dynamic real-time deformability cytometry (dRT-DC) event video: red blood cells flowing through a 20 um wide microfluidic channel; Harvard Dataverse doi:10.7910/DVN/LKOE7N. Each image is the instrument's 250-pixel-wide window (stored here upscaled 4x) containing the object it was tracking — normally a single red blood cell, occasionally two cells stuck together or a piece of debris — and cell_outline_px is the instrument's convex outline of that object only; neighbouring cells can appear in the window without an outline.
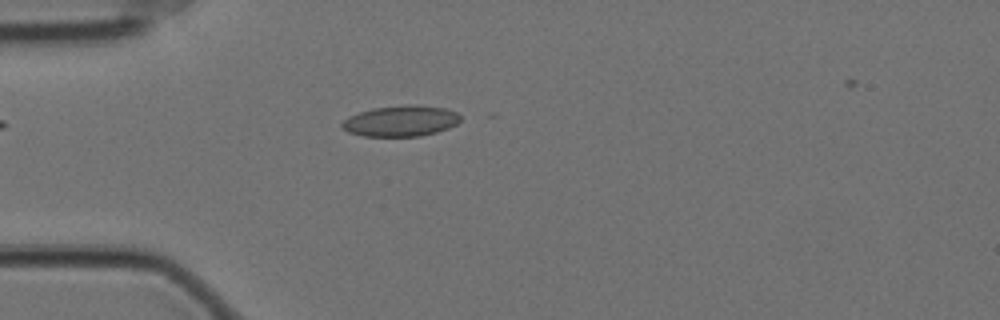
{"species": "Egyptian fruit bat (a non-hibernating species)", "species_latin": "Rousettus aegyptiacus", "temperature_condition": "cold", "stored_images_in_passage": 36, "camera_frame_rate_fps": 3000, "um_per_image_px": 0.085, "animal": {"sex": "female"}, "frame": {"image": 1, "passage_image": 16, "time_ms": 5.0, "image_size_px": [1000, 320], "cell_outline_px": [[460, 120], [456, 124], [448, 128], [436, 132], [420, 136], [364, 136], [348, 132], [340, 128], [340, 124], [348, 116], [372, 108], [408, 104], [444, 108], [456, 112], [460, 116]], "centroid_in_image_um": [34.02, 10.28], "position_along_channel_um": 51.0, "area_um2": 21.27}}
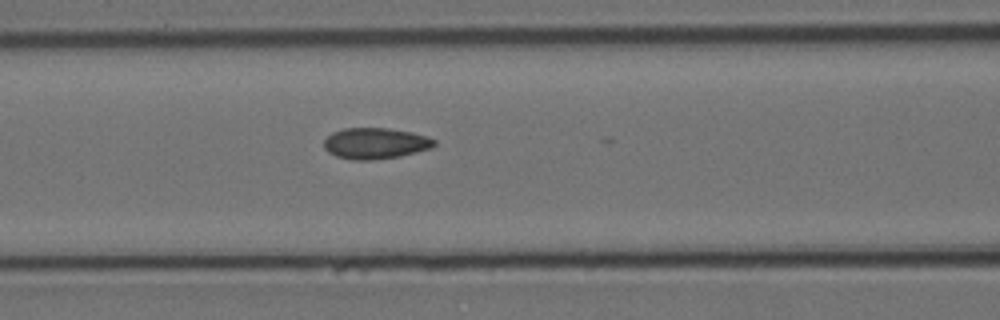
{"frame": {"image": 2, "passage_image": 24, "time_ms": 7.667, "image_size_px": [1000, 320], "cell_outline_px": [[436, 144], [432, 148], [400, 156], [376, 160], [352, 160], [336, 156], [328, 152], [324, 148], [324, 140], [332, 132], [344, 128], [388, 128], [412, 132], [428, 136], [436, 140]], "centroid_in_image_um": [31.92, 12.19], "position_along_channel_um": 134.7, "area_um2": 20.17}}
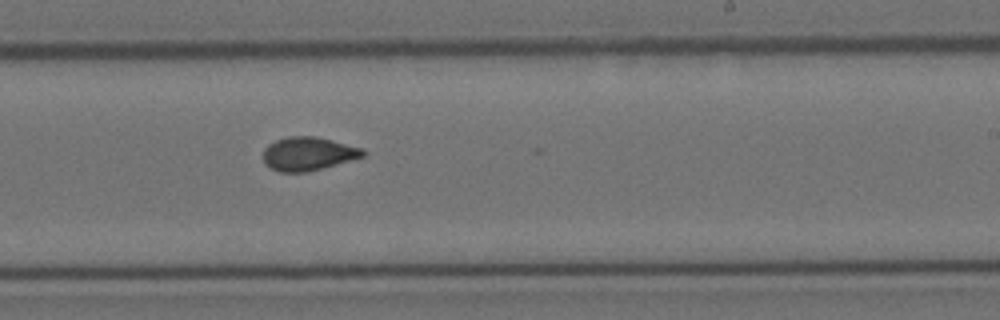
{"frame": {"image": 3, "passage_image": 35, "time_ms": 11.333, "image_size_px": [1000, 320], "cell_outline_px": [[368, 152], [364, 156], [308, 172], [280, 172], [264, 164], [264, 148], [268, 144], [276, 140], [288, 136], [316, 136], [364, 148]], "centroid_in_image_um": [26.21, 13.06], "position_along_channel_um": 262.8, "area_um2": 19.54}}